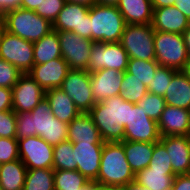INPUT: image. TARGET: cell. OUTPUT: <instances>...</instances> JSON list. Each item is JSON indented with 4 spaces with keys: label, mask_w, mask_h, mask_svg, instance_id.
Segmentation results:
<instances>
[{
    "label": "cell",
    "mask_w": 190,
    "mask_h": 190,
    "mask_svg": "<svg viewBox=\"0 0 190 190\" xmlns=\"http://www.w3.org/2000/svg\"><path fill=\"white\" fill-rule=\"evenodd\" d=\"M134 103L120 95L96 103L88 114L93 119L104 142L124 141V126H129L130 109Z\"/></svg>",
    "instance_id": "1"
},
{
    "label": "cell",
    "mask_w": 190,
    "mask_h": 190,
    "mask_svg": "<svg viewBox=\"0 0 190 190\" xmlns=\"http://www.w3.org/2000/svg\"><path fill=\"white\" fill-rule=\"evenodd\" d=\"M135 180V174L126 160L122 142H105L100 169L95 180L100 186L120 189Z\"/></svg>",
    "instance_id": "2"
},
{
    "label": "cell",
    "mask_w": 190,
    "mask_h": 190,
    "mask_svg": "<svg viewBox=\"0 0 190 190\" xmlns=\"http://www.w3.org/2000/svg\"><path fill=\"white\" fill-rule=\"evenodd\" d=\"M90 40L93 42H119L126 22L117 6L95 4L90 7Z\"/></svg>",
    "instance_id": "3"
},
{
    "label": "cell",
    "mask_w": 190,
    "mask_h": 190,
    "mask_svg": "<svg viewBox=\"0 0 190 190\" xmlns=\"http://www.w3.org/2000/svg\"><path fill=\"white\" fill-rule=\"evenodd\" d=\"M2 16L6 31L33 43L53 31V24L33 10L18 7L4 12Z\"/></svg>",
    "instance_id": "4"
},
{
    "label": "cell",
    "mask_w": 190,
    "mask_h": 190,
    "mask_svg": "<svg viewBox=\"0 0 190 190\" xmlns=\"http://www.w3.org/2000/svg\"><path fill=\"white\" fill-rule=\"evenodd\" d=\"M154 47L160 66L183 70L190 59L182 34L155 31Z\"/></svg>",
    "instance_id": "5"
},
{
    "label": "cell",
    "mask_w": 190,
    "mask_h": 190,
    "mask_svg": "<svg viewBox=\"0 0 190 190\" xmlns=\"http://www.w3.org/2000/svg\"><path fill=\"white\" fill-rule=\"evenodd\" d=\"M154 35L151 24H126L119 43L129 58L155 60Z\"/></svg>",
    "instance_id": "6"
},
{
    "label": "cell",
    "mask_w": 190,
    "mask_h": 190,
    "mask_svg": "<svg viewBox=\"0 0 190 190\" xmlns=\"http://www.w3.org/2000/svg\"><path fill=\"white\" fill-rule=\"evenodd\" d=\"M129 56L119 43L94 42L88 62L87 71L93 73L102 69H114L125 72Z\"/></svg>",
    "instance_id": "7"
},
{
    "label": "cell",
    "mask_w": 190,
    "mask_h": 190,
    "mask_svg": "<svg viewBox=\"0 0 190 190\" xmlns=\"http://www.w3.org/2000/svg\"><path fill=\"white\" fill-rule=\"evenodd\" d=\"M0 58L26 74L34 66L33 42L5 31L0 41Z\"/></svg>",
    "instance_id": "8"
},
{
    "label": "cell",
    "mask_w": 190,
    "mask_h": 190,
    "mask_svg": "<svg viewBox=\"0 0 190 190\" xmlns=\"http://www.w3.org/2000/svg\"><path fill=\"white\" fill-rule=\"evenodd\" d=\"M62 58L70 69L86 70L93 41L75 34L73 31H57Z\"/></svg>",
    "instance_id": "9"
},
{
    "label": "cell",
    "mask_w": 190,
    "mask_h": 190,
    "mask_svg": "<svg viewBox=\"0 0 190 190\" xmlns=\"http://www.w3.org/2000/svg\"><path fill=\"white\" fill-rule=\"evenodd\" d=\"M51 114V108L46 98L31 112L18 113L16 115V139L39 136L48 143V126Z\"/></svg>",
    "instance_id": "10"
},
{
    "label": "cell",
    "mask_w": 190,
    "mask_h": 190,
    "mask_svg": "<svg viewBox=\"0 0 190 190\" xmlns=\"http://www.w3.org/2000/svg\"><path fill=\"white\" fill-rule=\"evenodd\" d=\"M19 157L27 169H53V148L39 136L18 140Z\"/></svg>",
    "instance_id": "11"
},
{
    "label": "cell",
    "mask_w": 190,
    "mask_h": 190,
    "mask_svg": "<svg viewBox=\"0 0 190 190\" xmlns=\"http://www.w3.org/2000/svg\"><path fill=\"white\" fill-rule=\"evenodd\" d=\"M61 88L81 113H88L96 104L90 85V73L86 70L71 69L63 80Z\"/></svg>",
    "instance_id": "12"
},
{
    "label": "cell",
    "mask_w": 190,
    "mask_h": 190,
    "mask_svg": "<svg viewBox=\"0 0 190 190\" xmlns=\"http://www.w3.org/2000/svg\"><path fill=\"white\" fill-rule=\"evenodd\" d=\"M90 7L66 2L53 23L55 31H73L75 34L90 39Z\"/></svg>",
    "instance_id": "13"
},
{
    "label": "cell",
    "mask_w": 190,
    "mask_h": 190,
    "mask_svg": "<svg viewBox=\"0 0 190 190\" xmlns=\"http://www.w3.org/2000/svg\"><path fill=\"white\" fill-rule=\"evenodd\" d=\"M161 138L158 123L145 115V111L134 104L130 109L129 126H124V141L158 142Z\"/></svg>",
    "instance_id": "14"
},
{
    "label": "cell",
    "mask_w": 190,
    "mask_h": 190,
    "mask_svg": "<svg viewBox=\"0 0 190 190\" xmlns=\"http://www.w3.org/2000/svg\"><path fill=\"white\" fill-rule=\"evenodd\" d=\"M12 110L29 113L45 98V91L28 73L22 74L12 88Z\"/></svg>",
    "instance_id": "15"
},
{
    "label": "cell",
    "mask_w": 190,
    "mask_h": 190,
    "mask_svg": "<svg viewBox=\"0 0 190 190\" xmlns=\"http://www.w3.org/2000/svg\"><path fill=\"white\" fill-rule=\"evenodd\" d=\"M105 142L72 143L74 163L79 171L90 181H95L100 169L102 150Z\"/></svg>",
    "instance_id": "16"
},
{
    "label": "cell",
    "mask_w": 190,
    "mask_h": 190,
    "mask_svg": "<svg viewBox=\"0 0 190 190\" xmlns=\"http://www.w3.org/2000/svg\"><path fill=\"white\" fill-rule=\"evenodd\" d=\"M70 67L62 58H56L49 62L34 65L28 72L44 91L59 88L63 80L66 78Z\"/></svg>",
    "instance_id": "17"
},
{
    "label": "cell",
    "mask_w": 190,
    "mask_h": 190,
    "mask_svg": "<svg viewBox=\"0 0 190 190\" xmlns=\"http://www.w3.org/2000/svg\"><path fill=\"white\" fill-rule=\"evenodd\" d=\"M123 72L114 69H102L90 73V85L95 103L120 95Z\"/></svg>",
    "instance_id": "18"
},
{
    "label": "cell",
    "mask_w": 190,
    "mask_h": 190,
    "mask_svg": "<svg viewBox=\"0 0 190 190\" xmlns=\"http://www.w3.org/2000/svg\"><path fill=\"white\" fill-rule=\"evenodd\" d=\"M171 158L176 175L190 174V138L186 135L164 136L159 140Z\"/></svg>",
    "instance_id": "19"
},
{
    "label": "cell",
    "mask_w": 190,
    "mask_h": 190,
    "mask_svg": "<svg viewBox=\"0 0 190 190\" xmlns=\"http://www.w3.org/2000/svg\"><path fill=\"white\" fill-rule=\"evenodd\" d=\"M157 123L161 137L189 136L190 110L166 104Z\"/></svg>",
    "instance_id": "20"
},
{
    "label": "cell",
    "mask_w": 190,
    "mask_h": 190,
    "mask_svg": "<svg viewBox=\"0 0 190 190\" xmlns=\"http://www.w3.org/2000/svg\"><path fill=\"white\" fill-rule=\"evenodd\" d=\"M151 25L155 31L182 34L190 25V20L173 5L153 8Z\"/></svg>",
    "instance_id": "21"
},
{
    "label": "cell",
    "mask_w": 190,
    "mask_h": 190,
    "mask_svg": "<svg viewBox=\"0 0 190 190\" xmlns=\"http://www.w3.org/2000/svg\"><path fill=\"white\" fill-rule=\"evenodd\" d=\"M45 98L54 117L66 124L81 114L72 99L61 88L45 91Z\"/></svg>",
    "instance_id": "22"
},
{
    "label": "cell",
    "mask_w": 190,
    "mask_h": 190,
    "mask_svg": "<svg viewBox=\"0 0 190 190\" xmlns=\"http://www.w3.org/2000/svg\"><path fill=\"white\" fill-rule=\"evenodd\" d=\"M170 106L190 110V81L182 70H177L163 96Z\"/></svg>",
    "instance_id": "23"
},
{
    "label": "cell",
    "mask_w": 190,
    "mask_h": 190,
    "mask_svg": "<svg viewBox=\"0 0 190 190\" xmlns=\"http://www.w3.org/2000/svg\"><path fill=\"white\" fill-rule=\"evenodd\" d=\"M126 24H151L153 7L151 0H119L116 5Z\"/></svg>",
    "instance_id": "24"
},
{
    "label": "cell",
    "mask_w": 190,
    "mask_h": 190,
    "mask_svg": "<svg viewBox=\"0 0 190 190\" xmlns=\"http://www.w3.org/2000/svg\"><path fill=\"white\" fill-rule=\"evenodd\" d=\"M68 141L71 143L104 142L88 113H81L68 124Z\"/></svg>",
    "instance_id": "25"
},
{
    "label": "cell",
    "mask_w": 190,
    "mask_h": 190,
    "mask_svg": "<svg viewBox=\"0 0 190 190\" xmlns=\"http://www.w3.org/2000/svg\"><path fill=\"white\" fill-rule=\"evenodd\" d=\"M123 148L126 160L134 174L149 166L153 155L154 143L123 141Z\"/></svg>",
    "instance_id": "26"
},
{
    "label": "cell",
    "mask_w": 190,
    "mask_h": 190,
    "mask_svg": "<svg viewBox=\"0 0 190 190\" xmlns=\"http://www.w3.org/2000/svg\"><path fill=\"white\" fill-rule=\"evenodd\" d=\"M27 170L20 159L3 163L0 167V189L23 190Z\"/></svg>",
    "instance_id": "27"
},
{
    "label": "cell",
    "mask_w": 190,
    "mask_h": 190,
    "mask_svg": "<svg viewBox=\"0 0 190 190\" xmlns=\"http://www.w3.org/2000/svg\"><path fill=\"white\" fill-rule=\"evenodd\" d=\"M174 172L152 170L149 166L135 174V181L146 190H169L172 188Z\"/></svg>",
    "instance_id": "28"
},
{
    "label": "cell",
    "mask_w": 190,
    "mask_h": 190,
    "mask_svg": "<svg viewBox=\"0 0 190 190\" xmlns=\"http://www.w3.org/2000/svg\"><path fill=\"white\" fill-rule=\"evenodd\" d=\"M34 65L43 64L62 57L57 31L53 30L33 43Z\"/></svg>",
    "instance_id": "29"
},
{
    "label": "cell",
    "mask_w": 190,
    "mask_h": 190,
    "mask_svg": "<svg viewBox=\"0 0 190 190\" xmlns=\"http://www.w3.org/2000/svg\"><path fill=\"white\" fill-rule=\"evenodd\" d=\"M23 190H55L54 169H28Z\"/></svg>",
    "instance_id": "30"
},
{
    "label": "cell",
    "mask_w": 190,
    "mask_h": 190,
    "mask_svg": "<svg viewBox=\"0 0 190 190\" xmlns=\"http://www.w3.org/2000/svg\"><path fill=\"white\" fill-rule=\"evenodd\" d=\"M159 66V63L156 60L129 58L126 71L132 74V77L137 78L146 87H148Z\"/></svg>",
    "instance_id": "31"
},
{
    "label": "cell",
    "mask_w": 190,
    "mask_h": 190,
    "mask_svg": "<svg viewBox=\"0 0 190 190\" xmlns=\"http://www.w3.org/2000/svg\"><path fill=\"white\" fill-rule=\"evenodd\" d=\"M88 181L77 170H54L55 190H79Z\"/></svg>",
    "instance_id": "32"
},
{
    "label": "cell",
    "mask_w": 190,
    "mask_h": 190,
    "mask_svg": "<svg viewBox=\"0 0 190 190\" xmlns=\"http://www.w3.org/2000/svg\"><path fill=\"white\" fill-rule=\"evenodd\" d=\"M120 92L122 98L136 104L148 93V88L137 78L132 77V74L125 71Z\"/></svg>",
    "instance_id": "33"
},
{
    "label": "cell",
    "mask_w": 190,
    "mask_h": 190,
    "mask_svg": "<svg viewBox=\"0 0 190 190\" xmlns=\"http://www.w3.org/2000/svg\"><path fill=\"white\" fill-rule=\"evenodd\" d=\"M53 153L54 170H76L77 164L74 163L73 147L70 141L67 140L55 145Z\"/></svg>",
    "instance_id": "34"
},
{
    "label": "cell",
    "mask_w": 190,
    "mask_h": 190,
    "mask_svg": "<svg viewBox=\"0 0 190 190\" xmlns=\"http://www.w3.org/2000/svg\"><path fill=\"white\" fill-rule=\"evenodd\" d=\"M177 70L159 66L155 71L154 78L151 80L150 85L147 87L149 93L164 96L170 82L172 80L173 74Z\"/></svg>",
    "instance_id": "35"
},
{
    "label": "cell",
    "mask_w": 190,
    "mask_h": 190,
    "mask_svg": "<svg viewBox=\"0 0 190 190\" xmlns=\"http://www.w3.org/2000/svg\"><path fill=\"white\" fill-rule=\"evenodd\" d=\"M136 105L145 111V115L158 122L166 103L163 96L148 92Z\"/></svg>",
    "instance_id": "36"
},
{
    "label": "cell",
    "mask_w": 190,
    "mask_h": 190,
    "mask_svg": "<svg viewBox=\"0 0 190 190\" xmlns=\"http://www.w3.org/2000/svg\"><path fill=\"white\" fill-rule=\"evenodd\" d=\"M149 167L152 170L173 172L171 158L160 141L154 142V150Z\"/></svg>",
    "instance_id": "37"
},
{
    "label": "cell",
    "mask_w": 190,
    "mask_h": 190,
    "mask_svg": "<svg viewBox=\"0 0 190 190\" xmlns=\"http://www.w3.org/2000/svg\"><path fill=\"white\" fill-rule=\"evenodd\" d=\"M68 140V124L55 118L53 114L49 117L48 144L55 146Z\"/></svg>",
    "instance_id": "38"
},
{
    "label": "cell",
    "mask_w": 190,
    "mask_h": 190,
    "mask_svg": "<svg viewBox=\"0 0 190 190\" xmlns=\"http://www.w3.org/2000/svg\"><path fill=\"white\" fill-rule=\"evenodd\" d=\"M22 74L14 65L0 58V87L12 89Z\"/></svg>",
    "instance_id": "39"
},
{
    "label": "cell",
    "mask_w": 190,
    "mask_h": 190,
    "mask_svg": "<svg viewBox=\"0 0 190 190\" xmlns=\"http://www.w3.org/2000/svg\"><path fill=\"white\" fill-rule=\"evenodd\" d=\"M65 3L66 0H42L35 13L53 24Z\"/></svg>",
    "instance_id": "40"
},
{
    "label": "cell",
    "mask_w": 190,
    "mask_h": 190,
    "mask_svg": "<svg viewBox=\"0 0 190 190\" xmlns=\"http://www.w3.org/2000/svg\"><path fill=\"white\" fill-rule=\"evenodd\" d=\"M16 159H20L18 140L0 137V162L3 164Z\"/></svg>",
    "instance_id": "41"
},
{
    "label": "cell",
    "mask_w": 190,
    "mask_h": 190,
    "mask_svg": "<svg viewBox=\"0 0 190 190\" xmlns=\"http://www.w3.org/2000/svg\"><path fill=\"white\" fill-rule=\"evenodd\" d=\"M16 115L13 110L0 112V137L16 138Z\"/></svg>",
    "instance_id": "42"
},
{
    "label": "cell",
    "mask_w": 190,
    "mask_h": 190,
    "mask_svg": "<svg viewBox=\"0 0 190 190\" xmlns=\"http://www.w3.org/2000/svg\"><path fill=\"white\" fill-rule=\"evenodd\" d=\"M12 89L0 87V112L12 110Z\"/></svg>",
    "instance_id": "43"
},
{
    "label": "cell",
    "mask_w": 190,
    "mask_h": 190,
    "mask_svg": "<svg viewBox=\"0 0 190 190\" xmlns=\"http://www.w3.org/2000/svg\"><path fill=\"white\" fill-rule=\"evenodd\" d=\"M171 190H190V174L176 175Z\"/></svg>",
    "instance_id": "44"
},
{
    "label": "cell",
    "mask_w": 190,
    "mask_h": 190,
    "mask_svg": "<svg viewBox=\"0 0 190 190\" xmlns=\"http://www.w3.org/2000/svg\"><path fill=\"white\" fill-rule=\"evenodd\" d=\"M21 0H0V14L20 7Z\"/></svg>",
    "instance_id": "45"
},
{
    "label": "cell",
    "mask_w": 190,
    "mask_h": 190,
    "mask_svg": "<svg viewBox=\"0 0 190 190\" xmlns=\"http://www.w3.org/2000/svg\"><path fill=\"white\" fill-rule=\"evenodd\" d=\"M174 6L190 20V0H176Z\"/></svg>",
    "instance_id": "46"
},
{
    "label": "cell",
    "mask_w": 190,
    "mask_h": 190,
    "mask_svg": "<svg viewBox=\"0 0 190 190\" xmlns=\"http://www.w3.org/2000/svg\"><path fill=\"white\" fill-rule=\"evenodd\" d=\"M42 0H21L20 8L35 11L40 5Z\"/></svg>",
    "instance_id": "47"
},
{
    "label": "cell",
    "mask_w": 190,
    "mask_h": 190,
    "mask_svg": "<svg viewBox=\"0 0 190 190\" xmlns=\"http://www.w3.org/2000/svg\"><path fill=\"white\" fill-rule=\"evenodd\" d=\"M176 0H151L153 8L173 6Z\"/></svg>",
    "instance_id": "48"
},
{
    "label": "cell",
    "mask_w": 190,
    "mask_h": 190,
    "mask_svg": "<svg viewBox=\"0 0 190 190\" xmlns=\"http://www.w3.org/2000/svg\"><path fill=\"white\" fill-rule=\"evenodd\" d=\"M119 190H146V189L138 182L133 180L127 183L126 185L122 186Z\"/></svg>",
    "instance_id": "49"
},
{
    "label": "cell",
    "mask_w": 190,
    "mask_h": 190,
    "mask_svg": "<svg viewBox=\"0 0 190 190\" xmlns=\"http://www.w3.org/2000/svg\"><path fill=\"white\" fill-rule=\"evenodd\" d=\"M184 43L188 52V56L190 58V25L187 27V29L182 33Z\"/></svg>",
    "instance_id": "50"
},
{
    "label": "cell",
    "mask_w": 190,
    "mask_h": 190,
    "mask_svg": "<svg viewBox=\"0 0 190 190\" xmlns=\"http://www.w3.org/2000/svg\"><path fill=\"white\" fill-rule=\"evenodd\" d=\"M100 185L96 181H88L83 187L79 190H97Z\"/></svg>",
    "instance_id": "51"
},
{
    "label": "cell",
    "mask_w": 190,
    "mask_h": 190,
    "mask_svg": "<svg viewBox=\"0 0 190 190\" xmlns=\"http://www.w3.org/2000/svg\"><path fill=\"white\" fill-rule=\"evenodd\" d=\"M66 2L82 4L88 7H91L96 4V0H66Z\"/></svg>",
    "instance_id": "52"
},
{
    "label": "cell",
    "mask_w": 190,
    "mask_h": 190,
    "mask_svg": "<svg viewBox=\"0 0 190 190\" xmlns=\"http://www.w3.org/2000/svg\"><path fill=\"white\" fill-rule=\"evenodd\" d=\"M119 3V0H96V4L100 5H114L116 6Z\"/></svg>",
    "instance_id": "53"
},
{
    "label": "cell",
    "mask_w": 190,
    "mask_h": 190,
    "mask_svg": "<svg viewBox=\"0 0 190 190\" xmlns=\"http://www.w3.org/2000/svg\"><path fill=\"white\" fill-rule=\"evenodd\" d=\"M5 31H6L5 21H4L2 14H0V41H1L2 36H3Z\"/></svg>",
    "instance_id": "54"
},
{
    "label": "cell",
    "mask_w": 190,
    "mask_h": 190,
    "mask_svg": "<svg viewBox=\"0 0 190 190\" xmlns=\"http://www.w3.org/2000/svg\"><path fill=\"white\" fill-rule=\"evenodd\" d=\"M182 71L186 74L190 81V59L188 60L187 64L185 65Z\"/></svg>",
    "instance_id": "55"
},
{
    "label": "cell",
    "mask_w": 190,
    "mask_h": 190,
    "mask_svg": "<svg viewBox=\"0 0 190 190\" xmlns=\"http://www.w3.org/2000/svg\"><path fill=\"white\" fill-rule=\"evenodd\" d=\"M97 190H119V189L118 188H113V187L100 186Z\"/></svg>",
    "instance_id": "56"
}]
</instances>
